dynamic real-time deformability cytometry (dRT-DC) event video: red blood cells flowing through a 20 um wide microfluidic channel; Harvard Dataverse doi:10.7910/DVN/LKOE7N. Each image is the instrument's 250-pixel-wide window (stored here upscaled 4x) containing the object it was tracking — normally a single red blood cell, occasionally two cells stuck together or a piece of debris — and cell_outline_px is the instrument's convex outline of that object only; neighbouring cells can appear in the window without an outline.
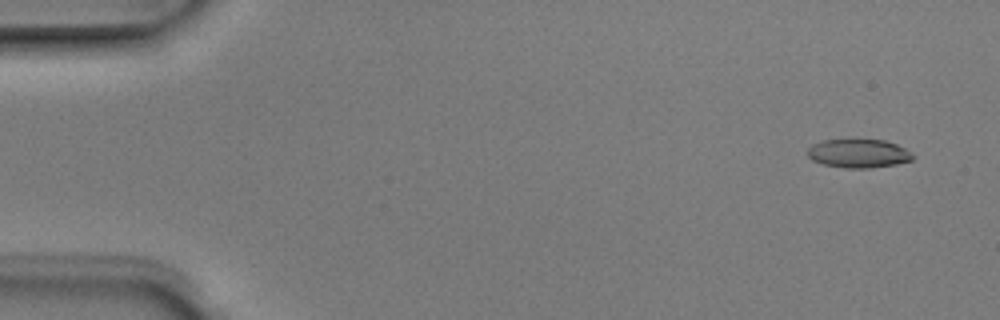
{"species": "Egyptian fruit bat (a non-hibernating species)", "species_latin": "Rousettus aegyptiacus", "temperature_condition": "room temperature", "stored_images_in_passage": 3, "camera_frame_rate_fps": 3000, "um_per_image_px": 0.085, "animal": {"sex": "male"}, "frame": {"image": 1, "passage_image": 1, "time_ms": 0.0, "image_size_px": [1000, 320], "cell_outline_px": [[916, 156], [912, 160], [896, 164], [868, 168], [844, 168], [824, 164], [812, 160], [808, 156], [808, 148], [812, 144], [824, 140], [884, 140], [896, 144], [912, 152]], "centroid_in_image_um": [72.99, 13.05], "position_along_channel_um": 12.0, "area_um2": 17.51}}